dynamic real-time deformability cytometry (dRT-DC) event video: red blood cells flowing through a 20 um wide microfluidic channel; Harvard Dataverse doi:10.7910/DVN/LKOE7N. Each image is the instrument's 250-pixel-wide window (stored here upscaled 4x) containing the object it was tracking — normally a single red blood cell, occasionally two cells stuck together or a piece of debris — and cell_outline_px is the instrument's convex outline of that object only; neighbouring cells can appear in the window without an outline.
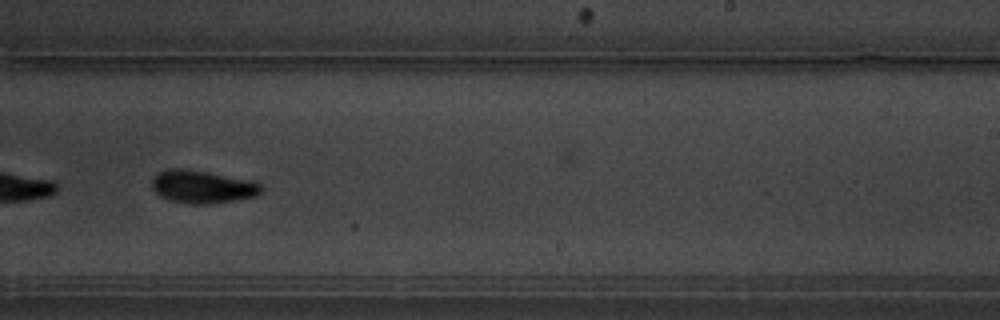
{"species": "common noctule bat (a hibernating species)", "species_latin": "Nyctalus noctula", "temperature_condition": "warm", "stored_images_in_passage": 47, "camera_frame_rate_fps": 3000, "um_per_image_px": 0.085, "animal": {"sex": "male", "body_mass_g": 19.5, "forearm_length_mm": 54.6}, "frame": {"image": 1, "passage_image": 27, "time_ms": 8.667, "image_size_px": [1000, 320], "cell_outline_px": [[260, 192], [256, 196], [208, 204], [192, 204], [168, 200], [160, 196], [152, 188], [152, 176], [168, 168], [184, 168], [252, 180], [260, 184]], "centroid_in_image_um": [17.15, 15.86], "position_along_channel_um": 271.9, "area_um2": 20.81}, "authors_computed_cell_mechanics": {"area_um2": 20.6346, "velocity_mm_per_s": 3.5294, "shape_relaxation_time_tau1_ms": 3.0793, "shape_relaxation_time_tau2_ms": 3.4301, "deformation_change_tau1": 0.1537, "deformation_change_tau2": 0.0836}}